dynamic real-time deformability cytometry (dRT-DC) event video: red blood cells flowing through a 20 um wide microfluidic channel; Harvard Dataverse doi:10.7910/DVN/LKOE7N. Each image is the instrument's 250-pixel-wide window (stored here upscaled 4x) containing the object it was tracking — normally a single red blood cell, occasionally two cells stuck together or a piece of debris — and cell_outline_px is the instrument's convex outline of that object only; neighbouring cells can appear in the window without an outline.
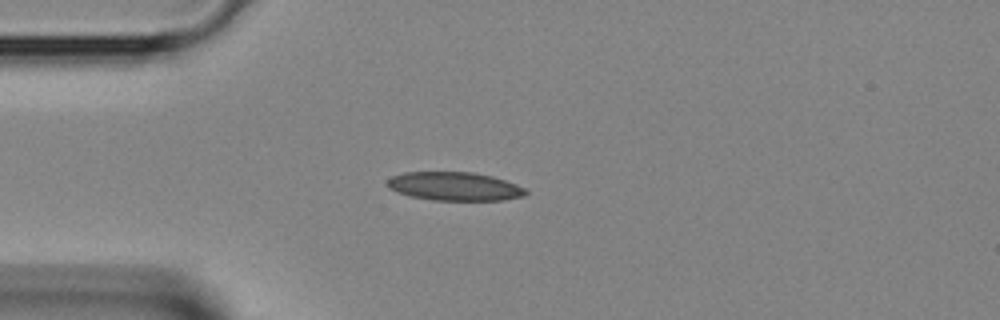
{"species": "Egyptian fruit bat (a non-hibernating species)", "species_latin": "Rousettus aegyptiacus", "temperature_condition": "room temperature", "stored_images_in_passage": 2, "camera_frame_rate_fps": 3000, "um_per_image_px": 0.085, "animal": {"sex": "female"}, "frame": {"image": 1, "passage_image": 2, "time_ms": 0.333, "image_size_px": [1000, 320], "cell_outline_px": [[528, 192], [524, 196], [500, 200], [432, 200], [408, 196], [396, 192], [388, 188], [388, 180], [392, 176], [404, 172], [472, 172], [492, 176], [516, 184], [524, 188]], "centroid_in_image_um": [38.61, 15.84], "position_along_channel_um": 46.4, "area_um2": 23.0}}